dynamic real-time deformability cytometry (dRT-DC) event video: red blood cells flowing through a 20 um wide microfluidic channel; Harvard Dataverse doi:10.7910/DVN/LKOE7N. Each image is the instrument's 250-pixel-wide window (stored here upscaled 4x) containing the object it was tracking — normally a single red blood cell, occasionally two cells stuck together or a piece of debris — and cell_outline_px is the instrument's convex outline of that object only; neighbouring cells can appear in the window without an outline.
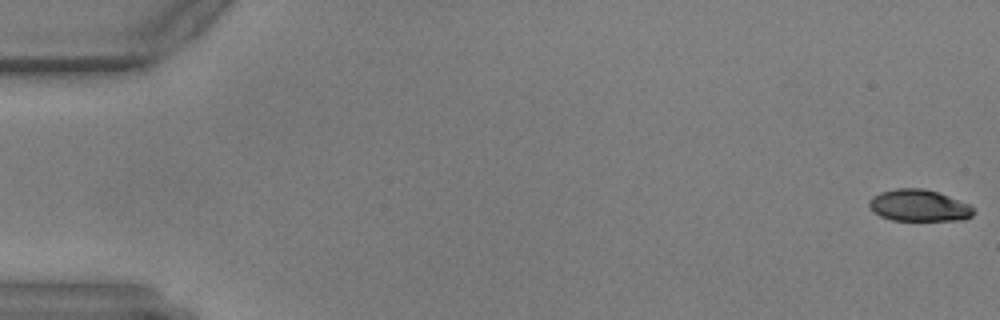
{"species": "common noctule bat (a hibernating species)", "species_latin": "Nyctalus noctula", "temperature_condition": "warm", "stored_images_in_passage": 15, "camera_frame_rate_fps": 3000, "um_per_image_px": 0.085, "animal": {"sex": "male", "body_mass_g": 17.9, "forearm_length_mm": 54.2}, "frame": {"image": 1, "passage_image": 1, "time_ms": 0.0, "image_size_px": [1000, 320], "cell_outline_px": [[972, 216], [964, 220], [892, 220], [880, 216], [872, 212], [868, 204], [868, 200], [872, 196], [880, 192], [896, 188], [924, 188], [948, 196], [968, 204], [972, 208]], "centroid_in_image_um": [78.04, 17.47], "position_along_channel_um": 7.0, "area_um2": 19.25}}
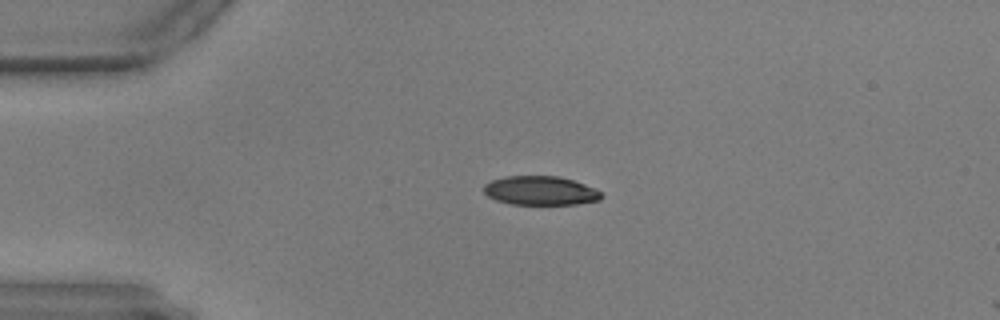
{"frame": {"image": 2, "passage_image": 14, "time_ms": 4.333, "image_size_px": [1000, 320], "cell_outline_px": [[604, 196], [600, 200], [576, 204], [508, 204], [496, 200], [488, 196], [484, 192], [484, 184], [492, 180], [504, 176], [560, 176], [584, 184], [600, 192]], "centroid_in_image_um": [45.91, 16.2], "position_along_channel_um": 39.1, "area_um2": 19.83}}